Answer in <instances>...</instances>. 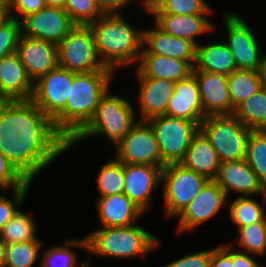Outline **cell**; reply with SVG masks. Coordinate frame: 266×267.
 Returning <instances> with one entry per match:
<instances>
[{
	"label": "cell",
	"instance_id": "33",
	"mask_svg": "<svg viewBox=\"0 0 266 267\" xmlns=\"http://www.w3.org/2000/svg\"><path fill=\"white\" fill-rule=\"evenodd\" d=\"M206 0H150L142 5L151 14L210 15L212 7Z\"/></svg>",
	"mask_w": 266,
	"mask_h": 267
},
{
	"label": "cell",
	"instance_id": "19",
	"mask_svg": "<svg viewBox=\"0 0 266 267\" xmlns=\"http://www.w3.org/2000/svg\"><path fill=\"white\" fill-rule=\"evenodd\" d=\"M196 78L201 104L206 116L232 115V106L227 86V76L205 71L193 70Z\"/></svg>",
	"mask_w": 266,
	"mask_h": 267
},
{
	"label": "cell",
	"instance_id": "41",
	"mask_svg": "<svg viewBox=\"0 0 266 267\" xmlns=\"http://www.w3.org/2000/svg\"><path fill=\"white\" fill-rule=\"evenodd\" d=\"M28 180L0 151V191L23 187ZM10 187V188H9Z\"/></svg>",
	"mask_w": 266,
	"mask_h": 267
},
{
	"label": "cell",
	"instance_id": "52",
	"mask_svg": "<svg viewBox=\"0 0 266 267\" xmlns=\"http://www.w3.org/2000/svg\"><path fill=\"white\" fill-rule=\"evenodd\" d=\"M4 100L2 99V97L0 96V104L3 102Z\"/></svg>",
	"mask_w": 266,
	"mask_h": 267
},
{
	"label": "cell",
	"instance_id": "16",
	"mask_svg": "<svg viewBox=\"0 0 266 267\" xmlns=\"http://www.w3.org/2000/svg\"><path fill=\"white\" fill-rule=\"evenodd\" d=\"M16 53L33 83L58 67V47L55 44L21 35Z\"/></svg>",
	"mask_w": 266,
	"mask_h": 267
},
{
	"label": "cell",
	"instance_id": "26",
	"mask_svg": "<svg viewBox=\"0 0 266 267\" xmlns=\"http://www.w3.org/2000/svg\"><path fill=\"white\" fill-rule=\"evenodd\" d=\"M136 69L144 77H153L178 82L187 79L193 67L184 60L162 55H140Z\"/></svg>",
	"mask_w": 266,
	"mask_h": 267
},
{
	"label": "cell",
	"instance_id": "7",
	"mask_svg": "<svg viewBox=\"0 0 266 267\" xmlns=\"http://www.w3.org/2000/svg\"><path fill=\"white\" fill-rule=\"evenodd\" d=\"M209 181L180 163L165 165L161 174L163 201L168 218L177 217Z\"/></svg>",
	"mask_w": 266,
	"mask_h": 267
},
{
	"label": "cell",
	"instance_id": "45",
	"mask_svg": "<svg viewBox=\"0 0 266 267\" xmlns=\"http://www.w3.org/2000/svg\"><path fill=\"white\" fill-rule=\"evenodd\" d=\"M234 241L231 242L232 246V264L233 267H264L263 265L259 264L258 261L253 258V255L242 252L239 250L234 251Z\"/></svg>",
	"mask_w": 266,
	"mask_h": 267
},
{
	"label": "cell",
	"instance_id": "6",
	"mask_svg": "<svg viewBox=\"0 0 266 267\" xmlns=\"http://www.w3.org/2000/svg\"><path fill=\"white\" fill-rule=\"evenodd\" d=\"M200 130L209 139L220 162L245 159L251 130L233 114L206 116L200 124Z\"/></svg>",
	"mask_w": 266,
	"mask_h": 267
},
{
	"label": "cell",
	"instance_id": "18",
	"mask_svg": "<svg viewBox=\"0 0 266 267\" xmlns=\"http://www.w3.org/2000/svg\"><path fill=\"white\" fill-rule=\"evenodd\" d=\"M214 181L229 198L232 192L236 193L237 197L266 196V188L245 159L221 162Z\"/></svg>",
	"mask_w": 266,
	"mask_h": 267
},
{
	"label": "cell",
	"instance_id": "27",
	"mask_svg": "<svg viewBox=\"0 0 266 267\" xmlns=\"http://www.w3.org/2000/svg\"><path fill=\"white\" fill-rule=\"evenodd\" d=\"M236 69L233 54L224 41L196 46L193 70L228 76Z\"/></svg>",
	"mask_w": 266,
	"mask_h": 267
},
{
	"label": "cell",
	"instance_id": "43",
	"mask_svg": "<svg viewBox=\"0 0 266 267\" xmlns=\"http://www.w3.org/2000/svg\"><path fill=\"white\" fill-rule=\"evenodd\" d=\"M211 249L188 254L162 267H210Z\"/></svg>",
	"mask_w": 266,
	"mask_h": 267
},
{
	"label": "cell",
	"instance_id": "17",
	"mask_svg": "<svg viewBox=\"0 0 266 267\" xmlns=\"http://www.w3.org/2000/svg\"><path fill=\"white\" fill-rule=\"evenodd\" d=\"M136 77L139 84V93L136 103L139 106L138 121H148L157 116H163L169 100L174 93L176 82L166 79L144 77L137 69ZM138 99V100H137Z\"/></svg>",
	"mask_w": 266,
	"mask_h": 267
},
{
	"label": "cell",
	"instance_id": "9",
	"mask_svg": "<svg viewBox=\"0 0 266 267\" xmlns=\"http://www.w3.org/2000/svg\"><path fill=\"white\" fill-rule=\"evenodd\" d=\"M147 122L155 133L165 165L178 164L182 161L194 135L200 129V126L193 121L167 115L151 118Z\"/></svg>",
	"mask_w": 266,
	"mask_h": 267
},
{
	"label": "cell",
	"instance_id": "48",
	"mask_svg": "<svg viewBox=\"0 0 266 267\" xmlns=\"http://www.w3.org/2000/svg\"><path fill=\"white\" fill-rule=\"evenodd\" d=\"M46 6L51 7H65L66 0H45Z\"/></svg>",
	"mask_w": 266,
	"mask_h": 267
},
{
	"label": "cell",
	"instance_id": "15",
	"mask_svg": "<svg viewBox=\"0 0 266 267\" xmlns=\"http://www.w3.org/2000/svg\"><path fill=\"white\" fill-rule=\"evenodd\" d=\"M162 169L146 164H124L123 193L143 212L152 206V195L161 184Z\"/></svg>",
	"mask_w": 266,
	"mask_h": 267
},
{
	"label": "cell",
	"instance_id": "21",
	"mask_svg": "<svg viewBox=\"0 0 266 267\" xmlns=\"http://www.w3.org/2000/svg\"><path fill=\"white\" fill-rule=\"evenodd\" d=\"M165 115L193 121L199 126L206 117L200 100L199 87L192 74L187 79L176 82Z\"/></svg>",
	"mask_w": 266,
	"mask_h": 267
},
{
	"label": "cell",
	"instance_id": "31",
	"mask_svg": "<svg viewBox=\"0 0 266 267\" xmlns=\"http://www.w3.org/2000/svg\"><path fill=\"white\" fill-rule=\"evenodd\" d=\"M227 86L232 106L251 97L262 87L260 71L236 69L227 76Z\"/></svg>",
	"mask_w": 266,
	"mask_h": 267
},
{
	"label": "cell",
	"instance_id": "25",
	"mask_svg": "<svg viewBox=\"0 0 266 267\" xmlns=\"http://www.w3.org/2000/svg\"><path fill=\"white\" fill-rule=\"evenodd\" d=\"M180 164L209 180H214L221 162L209 139L199 129Z\"/></svg>",
	"mask_w": 266,
	"mask_h": 267
},
{
	"label": "cell",
	"instance_id": "4",
	"mask_svg": "<svg viewBox=\"0 0 266 267\" xmlns=\"http://www.w3.org/2000/svg\"><path fill=\"white\" fill-rule=\"evenodd\" d=\"M85 236L88 267H92V255L130 260L148 256L161 245L153 232L137 224L125 227H98Z\"/></svg>",
	"mask_w": 266,
	"mask_h": 267
},
{
	"label": "cell",
	"instance_id": "12",
	"mask_svg": "<svg viewBox=\"0 0 266 267\" xmlns=\"http://www.w3.org/2000/svg\"><path fill=\"white\" fill-rule=\"evenodd\" d=\"M74 72L57 67L33 83L31 100L53 121L66 107Z\"/></svg>",
	"mask_w": 266,
	"mask_h": 267
},
{
	"label": "cell",
	"instance_id": "38",
	"mask_svg": "<svg viewBox=\"0 0 266 267\" xmlns=\"http://www.w3.org/2000/svg\"><path fill=\"white\" fill-rule=\"evenodd\" d=\"M64 10L76 25H90L103 15L95 0H66Z\"/></svg>",
	"mask_w": 266,
	"mask_h": 267
},
{
	"label": "cell",
	"instance_id": "2",
	"mask_svg": "<svg viewBox=\"0 0 266 267\" xmlns=\"http://www.w3.org/2000/svg\"><path fill=\"white\" fill-rule=\"evenodd\" d=\"M115 72L102 69L75 73L65 109L52 121L56 131L69 143L92 119L101 96L112 85Z\"/></svg>",
	"mask_w": 266,
	"mask_h": 267
},
{
	"label": "cell",
	"instance_id": "50",
	"mask_svg": "<svg viewBox=\"0 0 266 267\" xmlns=\"http://www.w3.org/2000/svg\"><path fill=\"white\" fill-rule=\"evenodd\" d=\"M0 267H2V247L0 245Z\"/></svg>",
	"mask_w": 266,
	"mask_h": 267
},
{
	"label": "cell",
	"instance_id": "30",
	"mask_svg": "<svg viewBox=\"0 0 266 267\" xmlns=\"http://www.w3.org/2000/svg\"><path fill=\"white\" fill-rule=\"evenodd\" d=\"M263 205L253 196L237 197L230 201L228 206L230 219L236 228L245 227L253 223H260L266 218V196H262Z\"/></svg>",
	"mask_w": 266,
	"mask_h": 267
},
{
	"label": "cell",
	"instance_id": "44",
	"mask_svg": "<svg viewBox=\"0 0 266 267\" xmlns=\"http://www.w3.org/2000/svg\"><path fill=\"white\" fill-rule=\"evenodd\" d=\"M210 267H233L232 246L230 243L211 249Z\"/></svg>",
	"mask_w": 266,
	"mask_h": 267
},
{
	"label": "cell",
	"instance_id": "35",
	"mask_svg": "<svg viewBox=\"0 0 266 267\" xmlns=\"http://www.w3.org/2000/svg\"><path fill=\"white\" fill-rule=\"evenodd\" d=\"M96 178L98 197L123 193L124 163L112 158L102 165Z\"/></svg>",
	"mask_w": 266,
	"mask_h": 267
},
{
	"label": "cell",
	"instance_id": "14",
	"mask_svg": "<svg viewBox=\"0 0 266 267\" xmlns=\"http://www.w3.org/2000/svg\"><path fill=\"white\" fill-rule=\"evenodd\" d=\"M22 35L58 45L76 26L62 7L46 6L22 21Z\"/></svg>",
	"mask_w": 266,
	"mask_h": 267
},
{
	"label": "cell",
	"instance_id": "10",
	"mask_svg": "<svg viewBox=\"0 0 266 267\" xmlns=\"http://www.w3.org/2000/svg\"><path fill=\"white\" fill-rule=\"evenodd\" d=\"M227 39L224 41L233 54L237 69L260 71L266 54L262 55L259 40L241 15L222 14Z\"/></svg>",
	"mask_w": 266,
	"mask_h": 267
},
{
	"label": "cell",
	"instance_id": "8",
	"mask_svg": "<svg viewBox=\"0 0 266 267\" xmlns=\"http://www.w3.org/2000/svg\"><path fill=\"white\" fill-rule=\"evenodd\" d=\"M58 66L75 73L109 69L100 60L89 25H76L57 45Z\"/></svg>",
	"mask_w": 266,
	"mask_h": 267
},
{
	"label": "cell",
	"instance_id": "40",
	"mask_svg": "<svg viewBox=\"0 0 266 267\" xmlns=\"http://www.w3.org/2000/svg\"><path fill=\"white\" fill-rule=\"evenodd\" d=\"M21 35L22 23L14 18L0 27V59L16 52Z\"/></svg>",
	"mask_w": 266,
	"mask_h": 267
},
{
	"label": "cell",
	"instance_id": "51",
	"mask_svg": "<svg viewBox=\"0 0 266 267\" xmlns=\"http://www.w3.org/2000/svg\"><path fill=\"white\" fill-rule=\"evenodd\" d=\"M150 0H139L141 5H146Z\"/></svg>",
	"mask_w": 266,
	"mask_h": 267
},
{
	"label": "cell",
	"instance_id": "13",
	"mask_svg": "<svg viewBox=\"0 0 266 267\" xmlns=\"http://www.w3.org/2000/svg\"><path fill=\"white\" fill-rule=\"evenodd\" d=\"M228 197L214 181L209 180L197 196L177 216L176 233L193 231L198 225L205 224L228 206Z\"/></svg>",
	"mask_w": 266,
	"mask_h": 267
},
{
	"label": "cell",
	"instance_id": "5",
	"mask_svg": "<svg viewBox=\"0 0 266 267\" xmlns=\"http://www.w3.org/2000/svg\"><path fill=\"white\" fill-rule=\"evenodd\" d=\"M110 88L101 96L92 119L68 143L67 150L86 138L106 136L114 146L138 122L132 101L117 94H111Z\"/></svg>",
	"mask_w": 266,
	"mask_h": 267
},
{
	"label": "cell",
	"instance_id": "46",
	"mask_svg": "<svg viewBox=\"0 0 266 267\" xmlns=\"http://www.w3.org/2000/svg\"><path fill=\"white\" fill-rule=\"evenodd\" d=\"M103 14L121 13L123 7L136 0H95ZM139 1V0H137Z\"/></svg>",
	"mask_w": 266,
	"mask_h": 267
},
{
	"label": "cell",
	"instance_id": "34",
	"mask_svg": "<svg viewBox=\"0 0 266 267\" xmlns=\"http://www.w3.org/2000/svg\"><path fill=\"white\" fill-rule=\"evenodd\" d=\"M37 227L33 217L20 208L11 220L0 230V245L41 240L37 237Z\"/></svg>",
	"mask_w": 266,
	"mask_h": 267
},
{
	"label": "cell",
	"instance_id": "32",
	"mask_svg": "<svg viewBox=\"0 0 266 267\" xmlns=\"http://www.w3.org/2000/svg\"><path fill=\"white\" fill-rule=\"evenodd\" d=\"M43 240L17 242L2 247V267H33L43 250Z\"/></svg>",
	"mask_w": 266,
	"mask_h": 267
},
{
	"label": "cell",
	"instance_id": "29",
	"mask_svg": "<svg viewBox=\"0 0 266 267\" xmlns=\"http://www.w3.org/2000/svg\"><path fill=\"white\" fill-rule=\"evenodd\" d=\"M233 115L251 131L266 130V89L261 87L238 104Z\"/></svg>",
	"mask_w": 266,
	"mask_h": 267
},
{
	"label": "cell",
	"instance_id": "3",
	"mask_svg": "<svg viewBox=\"0 0 266 267\" xmlns=\"http://www.w3.org/2000/svg\"><path fill=\"white\" fill-rule=\"evenodd\" d=\"M97 54L105 67L115 71L137 65L142 51L143 30L133 27L122 13L103 14L89 25Z\"/></svg>",
	"mask_w": 266,
	"mask_h": 267
},
{
	"label": "cell",
	"instance_id": "1",
	"mask_svg": "<svg viewBox=\"0 0 266 267\" xmlns=\"http://www.w3.org/2000/svg\"><path fill=\"white\" fill-rule=\"evenodd\" d=\"M68 142L32 100L0 104V151L28 180L67 152Z\"/></svg>",
	"mask_w": 266,
	"mask_h": 267
},
{
	"label": "cell",
	"instance_id": "11",
	"mask_svg": "<svg viewBox=\"0 0 266 267\" xmlns=\"http://www.w3.org/2000/svg\"><path fill=\"white\" fill-rule=\"evenodd\" d=\"M115 157L124 164H146L163 168L155 133L147 121H138L114 146Z\"/></svg>",
	"mask_w": 266,
	"mask_h": 267
},
{
	"label": "cell",
	"instance_id": "39",
	"mask_svg": "<svg viewBox=\"0 0 266 267\" xmlns=\"http://www.w3.org/2000/svg\"><path fill=\"white\" fill-rule=\"evenodd\" d=\"M28 181L23 187L12 189V200L0 192V230L11 220L17 210L23 205L31 186Z\"/></svg>",
	"mask_w": 266,
	"mask_h": 267
},
{
	"label": "cell",
	"instance_id": "49",
	"mask_svg": "<svg viewBox=\"0 0 266 267\" xmlns=\"http://www.w3.org/2000/svg\"><path fill=\"white\" fill-rule=\"evenodd\" d=\"M261 77H262V87L266 89V59L264 60L263 66L260 69Z\"/></svg>",
	"mask_w": 266,
	"mask_h": 267
},
{
	"label": "cell",
	"instance_id": "47",
	"mask_svg": "<svg viewBox=\"0 0 266 267\" xmlns=\"http://www.w3.org/2000/svg\"><path fill=\"white\" fill-rule=\"evenodd\" d=\"M12 19L9 0L0 1V27L4 26Z\"/></svg>",
	"mask_w": 266,
	"mask_h": 267
},
{
	"label": "cell",
	"instance_id": "42",
	"mask_svg": "<svg viewBox=\"0 0 266 267\" xmlns=\"http://www.w3.org/2000/svg\"><path fill=\"white\" fill-rule=\"evenodd\" d=\"M9 4L12 17L20 22L28 15L37 13L46 7L45 0H9ZM14 12L17 14L13 15Z\"/></svg>",
	"mask_w": 266,
	"mask_h": 267
},
{
	"label": "cell",
	"instance_id": "20",
	"mask_svg": "<svg viewBox=\"0 0 266 267\" xmlns=\"http://www.w3.org/2000/svg\"><path fill=\"white\" fill-rule=\"evenodd\" d=\"M141 55H162L195 63L196 45L184 38H177L161 30L156 24L144 28Z\"/></svg>",
	"mask_w": 266,
	"mask_h": 267
},
{
	"label": "cell",
	"instance_id": "23",
	"mask_svg": "<svg viewBox=\"0 0 266 267\" xmlns=\"http://www.w3.org/2000/svg\"><path fill=\"white\" fill-rule=\"evenodd\" d=\"M154 24L171 36L184 38L196 46L200 43L197 39L206 33H212L214 24L208 19L209 15H173V14H152ZM207 16V17H206Z\"/></svg>",
	"mask_w": 266,
	"mask_h": 267
},
{
	"label": "cell",
	"instance_id": "37",
	"mask_svg": "<svg viewBox=\"0 0 266 267\" xmlns=\"http://www.w3.org/2000/svg\"><path fill=\"white\" fill-rule=\"evenodd\" d=\"M236 239L242 252L262 257L266 254V218L260 223H253L237 228Z\"/></svg>",
	"mask_w": 266,
	"mask_h": 267
},
{
	"label": "cell",
	"instance_id": "28",
	"mask_svg": "<svg viewBox=\"0 0 266 267\" xmlns=\"http://www.w3.org/2000/svg\"><path fill=\"white\" fill-rule=\"evenodd\" d=\"M62 244L60 246L55 244L54 247H49L42 252L40 267H88L87 259L80 263L77 253L72 249L78 247L87 251L86 236L79 239L68 238L63 240Z\"/></svg>",
	"mask_w": 266,
	"mask_h": 267
},
{
	"label": "cell",
	"instance_id": "22",
	"mask_svg": "<svg viewBox=\"0 0 266 267\" xmlns=\"http://www.w3.org/2000/svg\"><path fill=\"white\" fill-rule=\"evenodd\" d=\"M33 82L17 53L0 59V96L4 101L31 100Z\"/></svg>",
	"mask_w": 266,
	"mask_h": 267
},
{
	"label": "cell",
	"instance_id": "24",
	"mask_svg": "<svg viewBox=\"0 0 266 267\" xmlns=\"http://www.w3.org/2000/svg\"><path fill=\"white\" fill-rule=\"evenodd\" d=\"M96 203L100 227L135 225L144 214L124 193L98 197Z\"/></svg>",
	"mask_w": 266,
	"mask_h": 267
},
{
	"label": "cell",
	"instance_id": "36",
	"mask_svg": "<svg viewBox=\"0 0 266 267\" xmlns=\"http://www.w3.org/2000/svg\"><path fill=\"white\" fill-rule=\"evenodd\" d=\"M245 160L266 188V130L250 132Z\"/></svg>",
	"mask_w": 266,
	"mask_h": 267
}]
</instances>
